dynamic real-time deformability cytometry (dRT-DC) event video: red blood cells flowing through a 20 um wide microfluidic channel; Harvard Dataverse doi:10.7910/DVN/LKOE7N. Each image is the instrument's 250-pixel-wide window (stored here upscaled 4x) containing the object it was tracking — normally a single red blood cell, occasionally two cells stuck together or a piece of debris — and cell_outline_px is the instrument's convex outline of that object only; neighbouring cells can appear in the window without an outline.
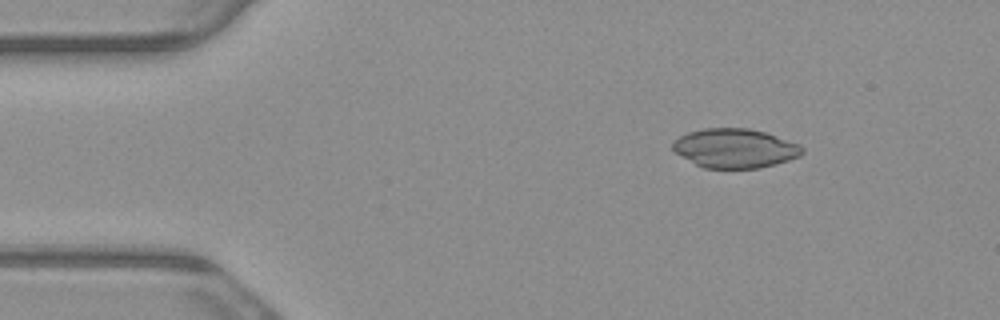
{"species": "common noctule bat (a hibernating species)", "species_latin": "Nyctalus noctula", "temperature_condition": "warm", "stored_images_in_passage": 4, "camera_frame_rate_fps": 3000, "um_per_image_px": 0.085, "animal": {"sex": "male", "body_mass_g": 23.1, "forearm_length_mm": 52.7}, "frame": {"image": 1, "passage_image": 2, "time_ms": 0.333, "image_size_px": [1000, 320], "cell_outline_px": [[804, 152], [800, 156], [776, 164], [760, 168], [704, 168], [696, 164], [676, 152], [672, 148], [672, 144], [680, 136], [688, 132], [704, 128], [748, 128], [764, 132], [800, 144], [804, 148]], "centroid_in_image_um": [62.5, 12.6], "position_along_channel_um": 22.5, "area_um2": 29.42}}